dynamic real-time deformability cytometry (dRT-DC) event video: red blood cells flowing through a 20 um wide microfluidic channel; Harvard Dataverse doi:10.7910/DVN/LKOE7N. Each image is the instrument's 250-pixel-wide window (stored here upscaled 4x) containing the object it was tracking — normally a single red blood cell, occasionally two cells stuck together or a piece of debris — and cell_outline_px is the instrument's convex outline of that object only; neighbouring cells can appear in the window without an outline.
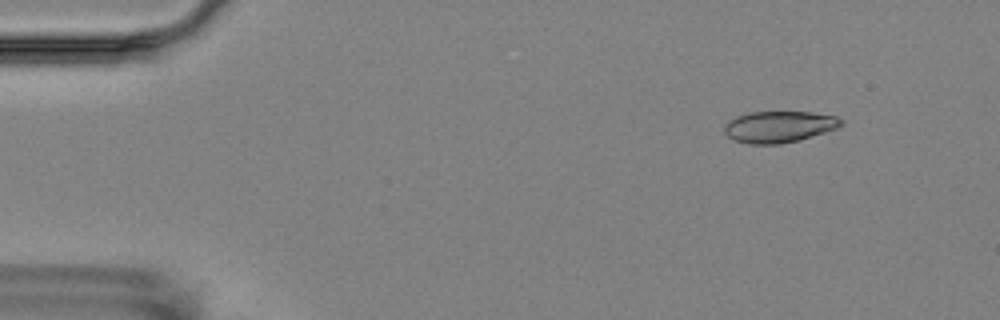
{"species": "Egyptian fruit bat (a non-hibernating species)", "species_latin": "Rousettus aegyptiacus", "temperature_condition": "room temperature", "stored_images_in_passage": 5, "camera_frame_rate_fps": 3000, "um_per_image_px": 0.085, "animal": {"sex": "female"}, "frame": {"image": 1, "passage_image": 1, "time_ms": 0.0, "image_size_px": [1000, 320], "cell_outline_px": [[844, 124], [836, 128], [800, 140], [780, 144], [748, 144], [736, 140], [728, 136], [724, 132], [724, 128], [728, 120], [736, 116], [752, 112], [812, 112], [836, 116], [844, 120]], "centroid_in_image_um": [66.23, 10.77], "position_along_channel_um": 18.8, "area_um2": 21.39}}
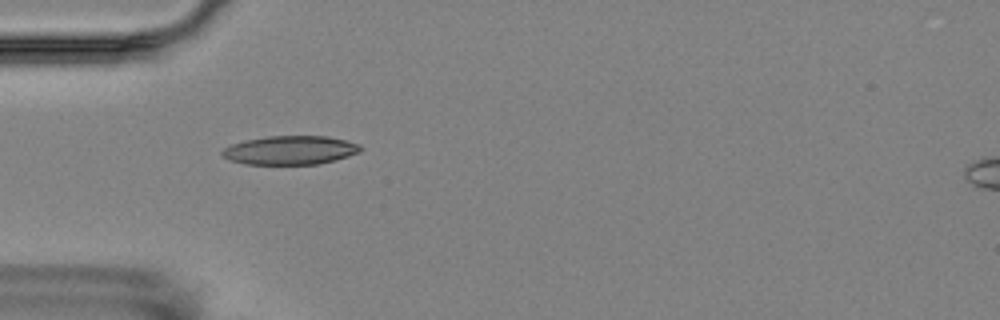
{"frame": {"image": 2, "passage_image": 4, "time_ms": 3.667, "image_size_px": [1000, 320], "cell_outline_px": [[364, 148], [360, 152], [336, 160], [316, 164], [244, 164], [232, 160], [224, 156], [220, 152], [224, 148], [232, 144], [244, 140], [268, 136], [328, 136], [360, 144]], "centroid_in_image_um": [24.7, 12.76], "position_along_channel_um": 60.3, "area_um2": 23.18}}
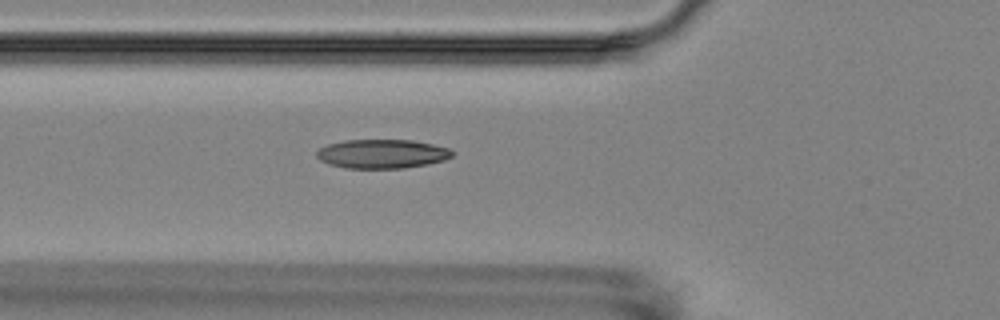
{"frame": {"image": 3, "passage_image": 5, "time_ms": 4.667, "image_size_px": [1000, 320], "cell_outline_px": [[456, 152], [452, 156], [444, 160], [428, 164], [404, 168], [344, 168], [328, 164], [320, 160], [316, 156], [316, 152], [320, 148], [328, 144], [344, 140], [412, 140], [432, 144], [448, 148]], "centroid_in_image_um": [32.47, 13.08], "position_along_channel_um": 93.3, "area_um2": 23.0}}